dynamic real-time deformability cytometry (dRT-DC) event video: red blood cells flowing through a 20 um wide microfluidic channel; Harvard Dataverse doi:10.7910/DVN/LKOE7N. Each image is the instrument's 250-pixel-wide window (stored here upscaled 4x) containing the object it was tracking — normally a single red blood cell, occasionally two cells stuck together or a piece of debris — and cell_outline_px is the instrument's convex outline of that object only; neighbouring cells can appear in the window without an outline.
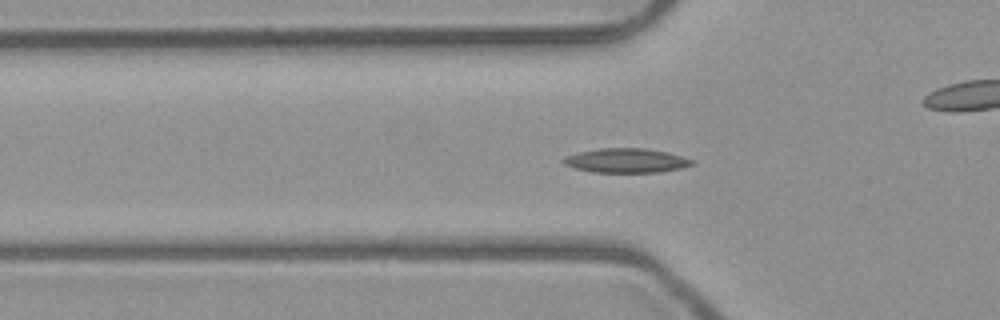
{"species": "common noctule bat (a hibernating species)", "species_latin": "Nyctalus noctula", "temperature_condition": "room temperature", "stored_images_in_passage": 54, "camera_frame_rate_fps": 3000, "um_per_image_px": 0.085, "animal": {"sex": "male", "body_mass_g": 23.1, "forearm_length_mm": 52.7}, "frame": {"image": 1, "passage_image": 18, "time_ms": 5.667, "image_size_px": [1000, 320], "cell_outline_px": [[696, 164], [680, 168], [660, 172], [592, 172], [576, 168], [564, 164], [560, 160], [564, 156], [596, 148], [644, 148], [668, 152], [696, 160]], "centroid_in_image_um": [53.25, 13.64], "position_along_channel_um": 72.6, "area_um2": 18.38}}
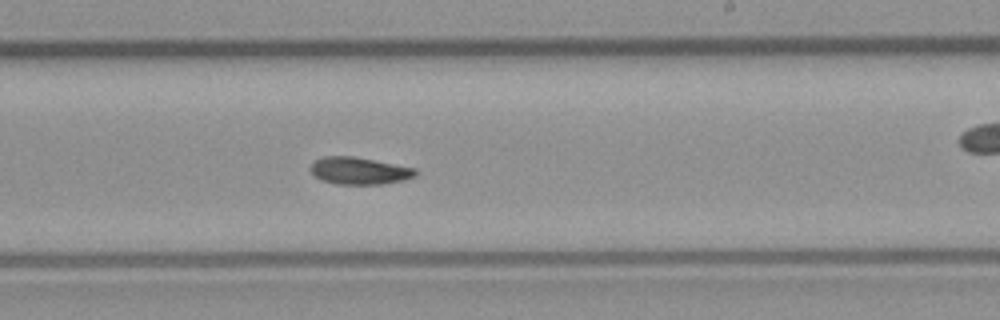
{"frame": {"image": 2, "passage_image": 32, "time_ms": 10.333, "image_size_px": [1000, 320], "cell_outline_px": [[416, 176], [404, 180], [384, 184], [336, 184], [320, 180], [308, 168], [316, 160], [324, 156], [352, 156], [416, 168]], "centroid_in_image_um": [30.53, 14.52], "position_along_channel_um": 258.5, "area_um2": 16.59}}
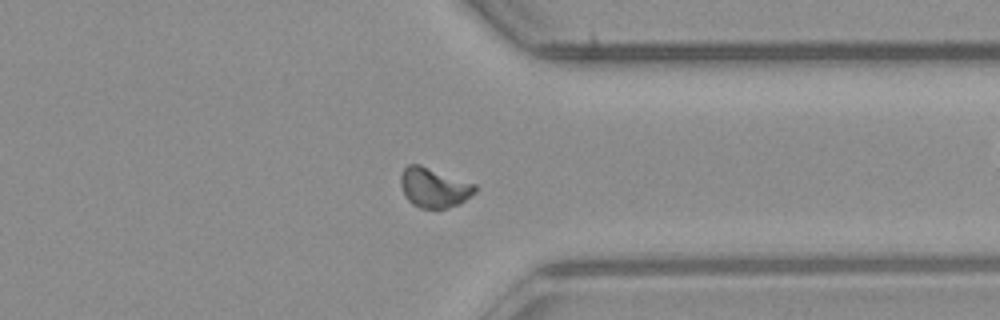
{"frame": {"image": 3, "passage_image": 41, "time_ms": 13.333, "image_size_px": [1000, 320], "cell_outline_px": [[476, 192], [460, 204], [448, 208], [420, 208], [412, 204], [404, 196], [400, 184], [400, 176], [404, 168], [408, 164], [420, 164], [476, 184]], "centroid_in_image_um": [36.88, 15.94], "position_along_channel_um": 374.5, "area_um2": 17.4}, "authors_computed_cell_mechanics": {"area_um2": 16.6175, "velocity_mm_per_s": 3.9677, "shape_relaxation_time_tau1_ms": 7.3517, "shape_relaxation_time_tau2_ms": null, "deformation_change_tau1": 0.1516, "deformation_change_tau2": null}}